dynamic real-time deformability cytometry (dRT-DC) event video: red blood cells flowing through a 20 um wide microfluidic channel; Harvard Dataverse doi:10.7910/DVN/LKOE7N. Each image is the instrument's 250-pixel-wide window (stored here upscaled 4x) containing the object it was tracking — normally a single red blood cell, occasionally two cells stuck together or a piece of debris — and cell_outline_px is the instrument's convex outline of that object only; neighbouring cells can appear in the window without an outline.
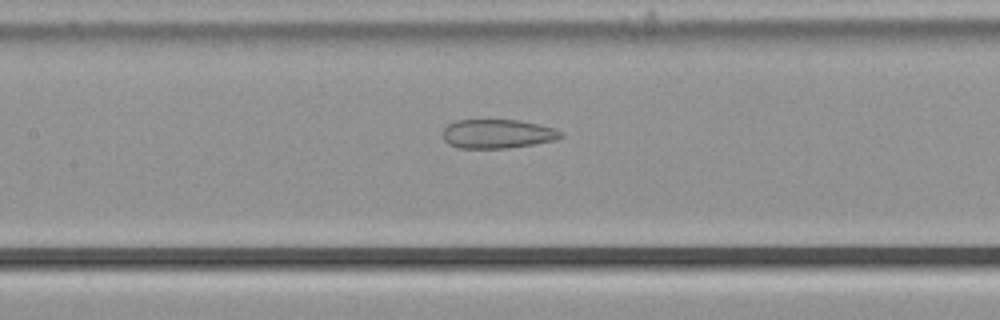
{"species": "common noctule bat (a hibernating species)", "species_latin": "Nyctalus noctula", "temperature_condition": "cold", "stored_images_in_passage": 41, "camera_frame_rate_fps": 3000, "um_per_image_px": 0.085, "animal": {"sex": "male", "body_mass_g": 21.5, "forearm_length_mm": 52.0}, "frame": {"image": 1, "passage_image": 12, "time_ms": 3.667, "image_size_px": [1000, 320], "cell_outline_px": [[564, 136], [556, 140], [532, 144], [504, 148], [460, 148], [448, 144], [444, 140], [440, 132], [448, 124], [456, 120], [520, 120], [556, 128], [564, 132]], "centroid_in_image_um": [42.28, 11.37], "position_along_channel_um": 165.1, "area_um2": 20.17}}
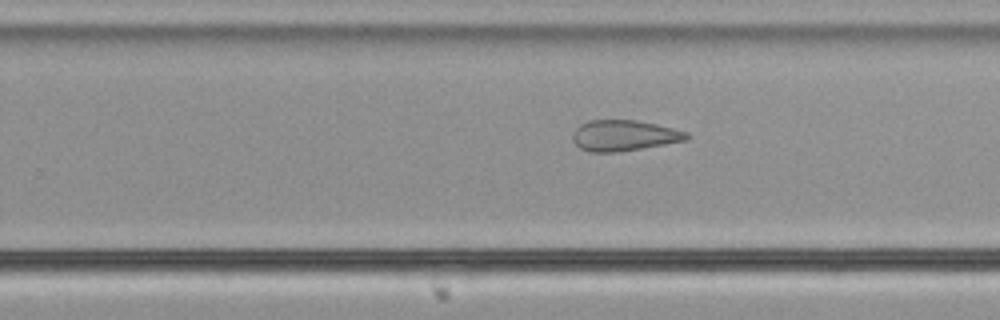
{"frame": {"image": 2, "passage_image": 21, "time_ms": 6.667, "image_size_px": [1000, 320], "cell_outline_px": [[688, 140], [616, 152], [588, 152], [580, 148], [572, 140], [572, 132], [580, 124], [588, 120], [636, 120], [656, 124], [688, 132]], "centroid_in_image_um": [53.0, 11.51], "position_along_channel_um": 276.8, "area_um2": 20.4}}
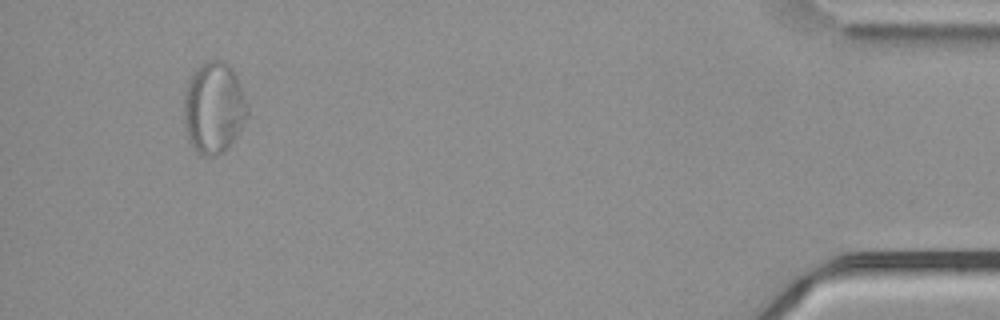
{"frame": {"image": 3, "passage_image": 38, "time_ms": 12.333, "image_size_px": [1000, 320], "cell_outline_px": [[248, 116], [236, 136], [228, 148], [216, 156], [204, 156], [196, 152], [192, 148], [188, 140], [184, 124], [184, 96], [192, 72], [200, 64], [208, 60], [224, 60], [232, 68], [240, 84], [248, 104]], "centroid_in_image_um": [18.17, 9.17], "position_along_channel_um": 417.0, "area_um2": 34.22}, "authors_computed_cell_mechanics": {"area_um2": 23.2934, "velocity_mm_per_s": 3.7288, "shape_relaxation_time_tau1_ms": null, "shape_relaxation_time_tau2_ms": 3.2103, "deformation_change_tau1": null, "deformation_change_tau2": 0.1134}}